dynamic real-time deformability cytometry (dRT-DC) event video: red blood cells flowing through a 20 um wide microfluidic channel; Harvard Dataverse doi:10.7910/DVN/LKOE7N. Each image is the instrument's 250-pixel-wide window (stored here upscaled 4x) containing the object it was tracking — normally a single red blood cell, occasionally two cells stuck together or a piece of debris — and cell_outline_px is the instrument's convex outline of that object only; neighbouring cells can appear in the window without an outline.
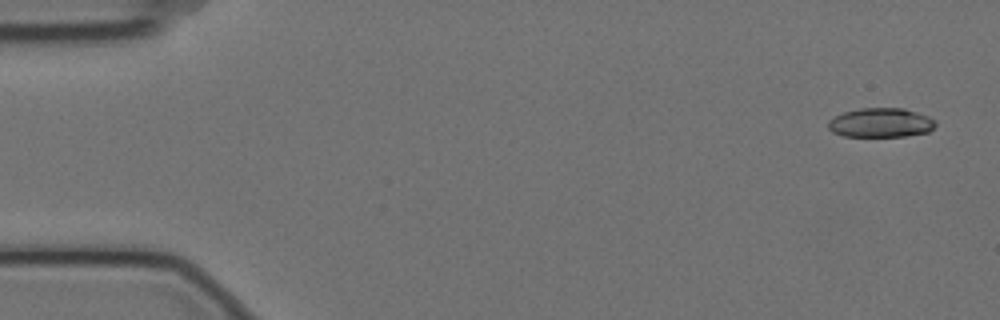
{"species": "Egyptian fruit bat (a non-hibernating species)", "species_latin": "Rousettus aegyptiacus", "temperature_condition": "cold", "stored_images_in_passage": 5, "camera_frame_rate_fps": 3000, "um_per_image_px": 0.085, "animal": {"sex": "female"}, "frame": {"image": 1, "passage_image": 1, "time_ms": 0.0, "image_size_px": [1000, 320], "cell_outline_px": [[936, 124], [928, 132], [904, 136], [844, 136], [832, 132], [828, 128], [828, 120], [844, 112], [860, 108], [904, 108], [928, 116], [936, 120]], "centroid_in_image_um": [74.86, 10.43], "position_along_channel_um": 10.1, "area_um2": 18.26}}
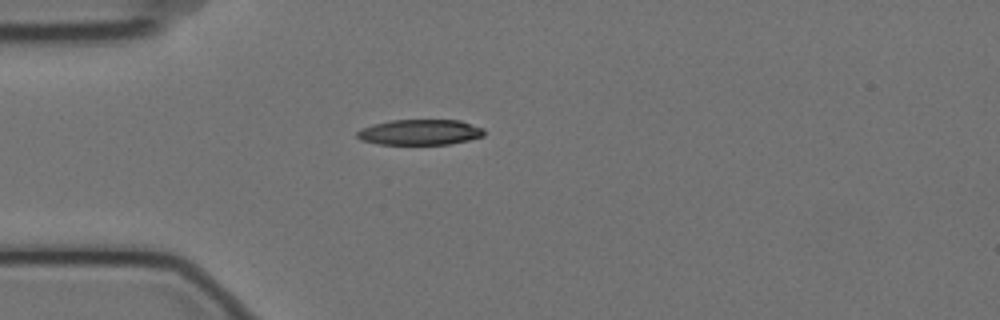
{"frame": {"image": 2, "passage_image": 5, "time_ms": 1.333, "image_size_px": [1000, 320], "cell_outline_px": [[484, 136], [468, 140], [448, 144], [380, 144], [360, 140], [356, 136], [356, 132], [372, 124], [392, 120], [460, 120], [484, 128]], "centroid_in_image_um": [35.7, 11.23], "position_along_channel_um": 49.3, "area_um2": 18.84}}